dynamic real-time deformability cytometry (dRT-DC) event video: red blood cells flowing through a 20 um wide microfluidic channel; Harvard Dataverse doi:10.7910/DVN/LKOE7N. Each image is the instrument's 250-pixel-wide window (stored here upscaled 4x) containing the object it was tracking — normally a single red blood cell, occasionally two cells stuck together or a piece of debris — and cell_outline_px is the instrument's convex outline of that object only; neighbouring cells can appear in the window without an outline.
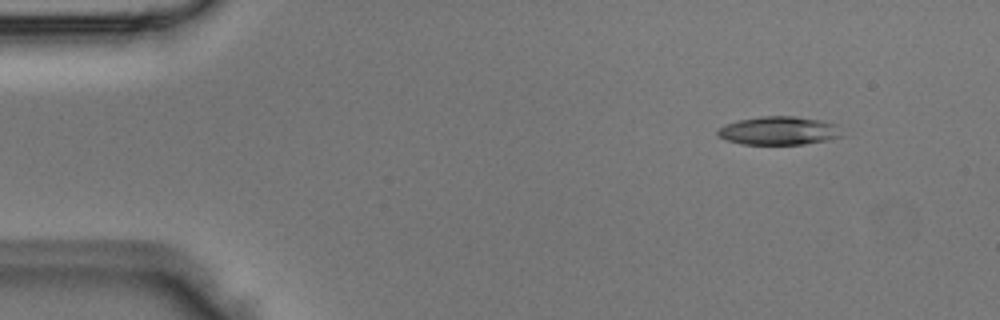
{"species": "Egyptian fruit bat (a non-hibernating species)", "species_latin": "Rousettus aegyptiacus", "temperature_condition": "room temperature", "stored_images_in_passage": 4, "camera_frame_rate_fps": 3000, "um_per_image_px": 0.085, "animal": {"sex": "male"}, "frame": {"image": 1, "passage_image": 2, "time_ms": 0.333, "image_size_px": [1000, 320], "cell_outline_px": [[844, 136], [828, 140], [804, 144], [744, 144], [728, 140], [716, 136], [716, 128], [724, 124], [736, 120], [760, 116], [796, 116], [820, 120], [840, 124]], "centroid_in_image_um": [66.22, 11.1], "position_along_channel_um": 18.8, "area_um2": 21.04}}